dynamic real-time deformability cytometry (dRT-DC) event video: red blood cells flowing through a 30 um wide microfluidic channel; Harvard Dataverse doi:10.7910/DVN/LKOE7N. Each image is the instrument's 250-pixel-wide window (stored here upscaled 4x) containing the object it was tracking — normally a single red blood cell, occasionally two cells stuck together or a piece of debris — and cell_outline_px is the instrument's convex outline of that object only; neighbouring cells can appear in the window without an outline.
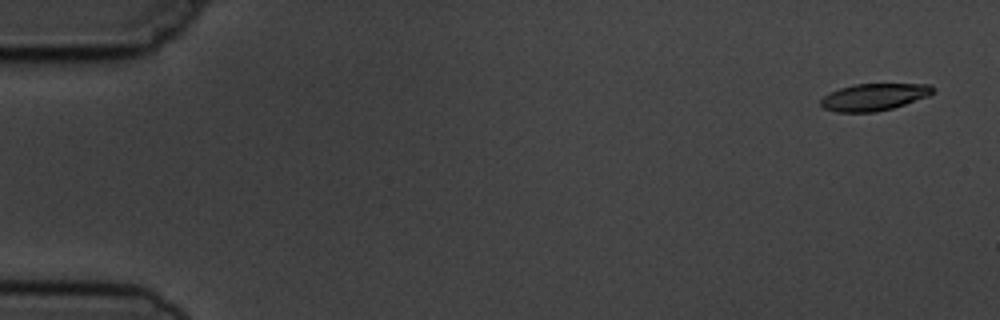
{"species": "common noctule bat (a hibernating species)", "species_latin": "Nyctalus noctula", "temperature_condition": "cold", "stored_images_in_passage": 6, "camera_frame_rate_fps": 3000, "um_per_image_px": 0.085, "animal": {"sex": "male", "body_mass_g": 19.5, "forearm_length_mm": 54.6}, "frame": {"image": 1, "passage_image": 1, "time_ms": 0.0, "image_size_px": [1000, 320], "cell_outline_px": [[936, 92], [928, 96], [892, 108], [876, 112], [836, 112], [824, 108], [820, 104], [820, 100], [828, 92], [852, 84], [932, 84], [936, 88]], "centroid_in_image_um": [74.3, 8.23], "position_along_channel_um": 10.7, "area_um2": 17.8}}
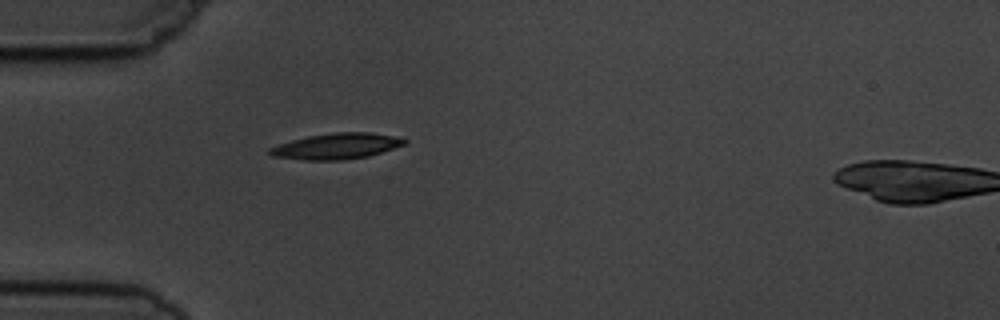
{"frame": {"image": 2, "passage_image": 5, "time_ms": 4.667, "image_size_px": [1000, 320], "cell_outline_px": [[408, 140], [404, 144], [368, 156], [344, 160], [304, 160], [272, 156], [268, 152], [268, 148], [292, 140], [308, 136], [332, 132], [372, 132], [392, 136]], "centroid_in_image_um": [28.56, 12.42], "position_along_channel_um": 56.4, "area_um2": 20.11}}